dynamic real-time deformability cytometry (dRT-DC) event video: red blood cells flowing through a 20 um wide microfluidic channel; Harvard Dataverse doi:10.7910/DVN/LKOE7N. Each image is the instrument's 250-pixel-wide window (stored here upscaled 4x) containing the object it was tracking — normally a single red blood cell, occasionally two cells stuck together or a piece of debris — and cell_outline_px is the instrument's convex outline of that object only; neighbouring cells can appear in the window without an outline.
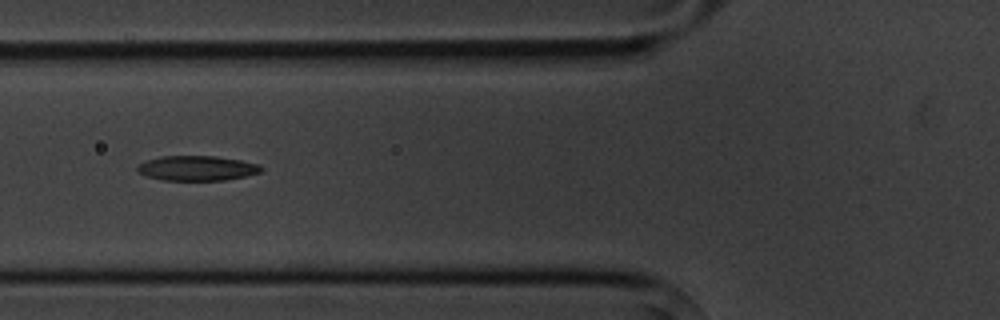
{"species": "common noctule bat (a hibernating species)", "species_latin": "Nyctalus noctula", "temperature_condition": "cold", "stored_images_in_passage": 6, "camera_frame_rate_fps": 3000, "um_per_image_px": 0.085, "animal": {"sex": "male", "body_mass_g": 20.1, "forearm_length_mm": 53.5}, "frame": {"image": 1, "passage_image": 5, "time_ms": 4.333, "image_size_px": [1000, 320], "cell_outline_px": [[264, 168], [260, 172], [244, 176], [224, 180], [164, 180], [144, 176], [136, 172], [136, 168], [140, 164], [148, 160], [160, 156], [216, 156], [240, 160], [260, 164]], "centroid_in_image_um": [16.73, 14.29], "position_along_channel_um": 109.1, "area_um2": 17.98}}
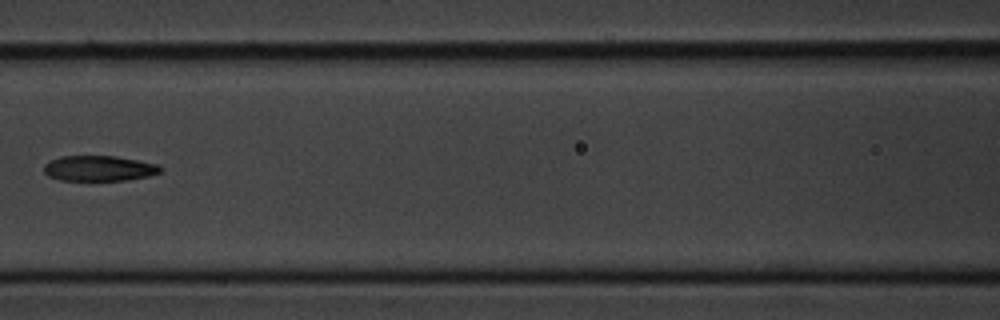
{"frame": {"image": 2, "passage_image": 6, "time_ms": 5.667, "image_size_px": [1000, 320], "cell_outline_px": [[160, 172], [148, 176], [124, 180], [60, 180], [48, 176], [44, 172], [44, 164], [48, 160], [60, 156], [116, 156], [156, 164], [160, 168]], "centroid_in_image_um": [8.34, 14.3], "position_along_channel_um": 158.3, "area_um2": 17.11}}